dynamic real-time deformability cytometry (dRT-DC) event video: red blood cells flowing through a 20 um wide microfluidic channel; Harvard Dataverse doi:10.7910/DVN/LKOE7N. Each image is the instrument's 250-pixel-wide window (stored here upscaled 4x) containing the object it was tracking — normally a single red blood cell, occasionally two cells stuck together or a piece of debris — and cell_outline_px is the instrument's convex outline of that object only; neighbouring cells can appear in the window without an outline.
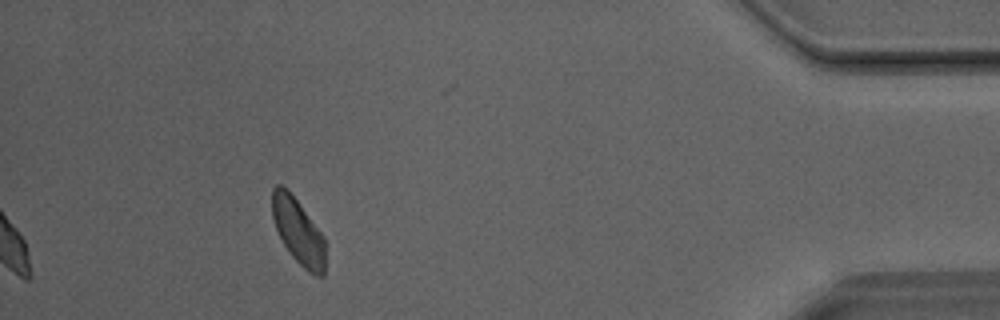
{"species": "Egyptian fruit bat (a non-hibernating species)", "species_latin": "Rousettus aegyptiacus", "temperature_condition": "room temperature", "stored_images_in_passage": 36, "camera_frame_rate_fps": 3000, "um_per_image_px": 0.085, "animal": {"sex": "male"}, "frame": {"image": 1, "passage_image": 36, "time_ms": 11.667, "image_size_px": [1000, 320], "cell_outline_px": [[324, 276], [316, 276], [308, 272], [292, 256], [284, 244], [276, 228], [272, 216], [272, 188], [276, 184], [280, 184], [288, 188], [324, 236]], "centroid_in_image_um": [25.33, 19.63], "position_along_channel_um": 409.9, "area_um2": 20.23}}